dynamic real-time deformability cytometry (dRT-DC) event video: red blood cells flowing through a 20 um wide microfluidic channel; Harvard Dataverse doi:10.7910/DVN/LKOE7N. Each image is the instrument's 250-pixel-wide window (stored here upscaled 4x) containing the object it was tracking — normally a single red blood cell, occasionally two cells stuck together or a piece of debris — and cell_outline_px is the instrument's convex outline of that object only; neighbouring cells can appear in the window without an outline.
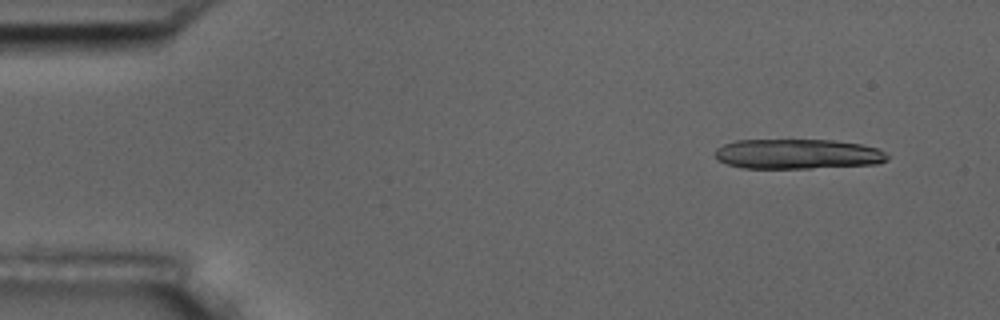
{"species": "common noctule bat (a hibernating species)", "species_latin": "Nyctalus noctula", "temperature_condition": "room temperature", "stored_images_in_passage": 15, "camera_frame_rate_fps": 3000, "um_per_image_px": 0.085, "animal": {"sex": "male", "body_mass_g": 17.5, "forearm_length_mm": 52.3}, "frame": {"image": 1, "passage_image": 5, "time_ms": 1.333, "image_size_px": [1000, 320], "cell_outline_px": [[888, 160], [876, 164], [812, 168], [744, 168], [728, 164], [716, 160], [712, 152], [716, 148], [724, 144], [736, 140], [836, 140], [860, 144], [880, 148], [888, 156]], "centroid_in_image_um": [67.78, 13.09], "position_along_channel_um": 17.2, "area_um2": 30.35}}